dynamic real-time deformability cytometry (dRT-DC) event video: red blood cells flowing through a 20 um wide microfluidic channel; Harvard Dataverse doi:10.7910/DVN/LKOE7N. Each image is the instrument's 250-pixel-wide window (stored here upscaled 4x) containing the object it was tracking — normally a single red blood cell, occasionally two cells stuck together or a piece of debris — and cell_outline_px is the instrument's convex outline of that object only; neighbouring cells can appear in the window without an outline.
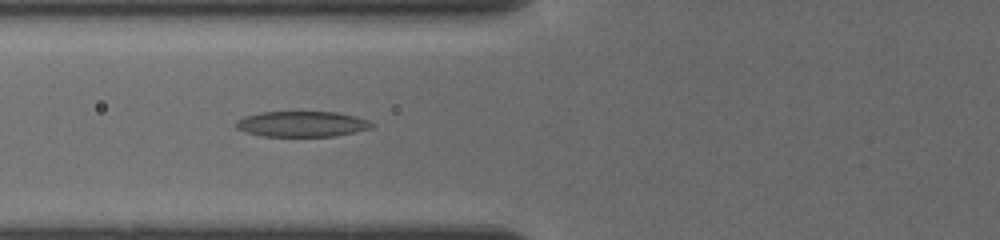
{"species": "common noctule bat (a hibernating species)", "species_latin": "Nyctalus noctula", "temperature_condition": "cold", "stored_images_in_passage": 8, "camera_frame_rate_fps": 3000, "um_per_image_px": 0.085, "animal": {"sex": "female", "body_mass_g": 19.5, "forearm_length_mm": 54.1}, "frame": {"image": 1, "passage_image": 8, "time_ms": 4.0, "image_size_px": [1000, 240], "cell_outline_px": [[376, 124], [372, 128], [336, 136], [260, 136], [244, 132], [236, 128], [236, 120], [244, 116], [260, 112], [336, 112], [356, 116], [368, 120]], "centroid_in_image_um": [25.66, 10.54], "position_along_channel_um": 100.1, "area_um2": 20.4}}